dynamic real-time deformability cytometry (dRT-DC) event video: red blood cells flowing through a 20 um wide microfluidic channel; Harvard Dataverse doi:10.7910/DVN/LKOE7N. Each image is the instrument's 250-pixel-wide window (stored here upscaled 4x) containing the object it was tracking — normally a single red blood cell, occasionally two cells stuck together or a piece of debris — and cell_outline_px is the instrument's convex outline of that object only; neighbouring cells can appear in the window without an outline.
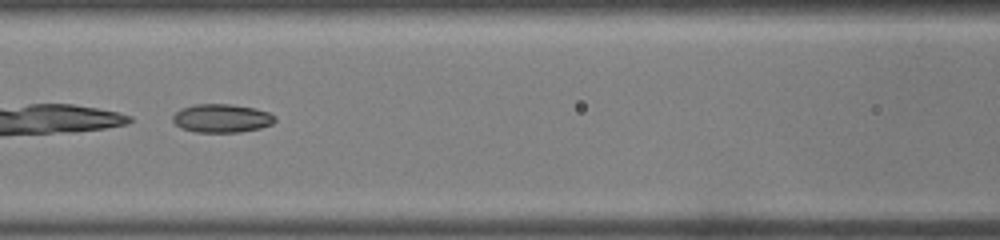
{"species": "common noctule bat (a hibernating species)", "species_latin": "Nyctalus noctula", "temperature_condition": "warm", "stored_images_in_passage": 36, "camera_frame_rate_fps": 3000, "um_per_image_px": 0.085, "animal": {"sex": "male", "body_mass_g": 19.0, "forearm_length_mm": 50.8}, "frame": {"image": 1, "passage_image": 16, "time_ms": 5.0, "image_size_px": [1000, 240], "cell_outline_px": [[276, 120], [272, 124], [260, 128], [240, 132], [196, 132], [180, 128], [172, 120], [172, 116], [180, 108], [192, 104], [232, 104], [256, 108], [268, 112], [276, 116]], "centroid_in_image_um": [18.84, 10.04], "position_along_channel_um": 147.8, "area_um2": 17.17}}
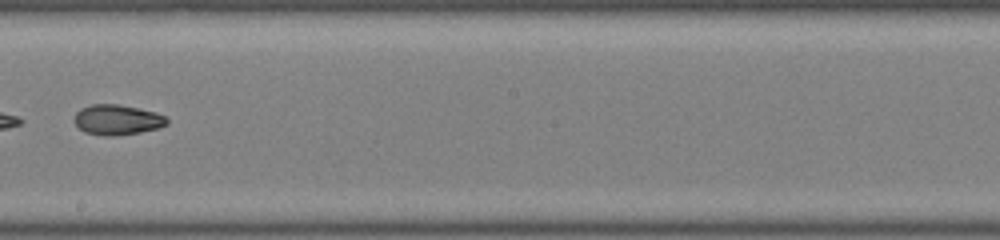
{"frame": {"image": 2, "passage_image": 21, "time_ms": 6.667, "image_size_px": [1000, 240], "cell_outline_px": [[168, 124], [156, 128], [140, 132], [116, 136], [104, 136], [84, 132], [72, 120], [76, 112], [80, 108], [92, 104], [116, 104], [156, 112], [164, 116], [168, 120]], "centroid_in_image_um": [9.92, 10.18], "position_along_channel_um": 238.3, "area_um2": 16.3}}